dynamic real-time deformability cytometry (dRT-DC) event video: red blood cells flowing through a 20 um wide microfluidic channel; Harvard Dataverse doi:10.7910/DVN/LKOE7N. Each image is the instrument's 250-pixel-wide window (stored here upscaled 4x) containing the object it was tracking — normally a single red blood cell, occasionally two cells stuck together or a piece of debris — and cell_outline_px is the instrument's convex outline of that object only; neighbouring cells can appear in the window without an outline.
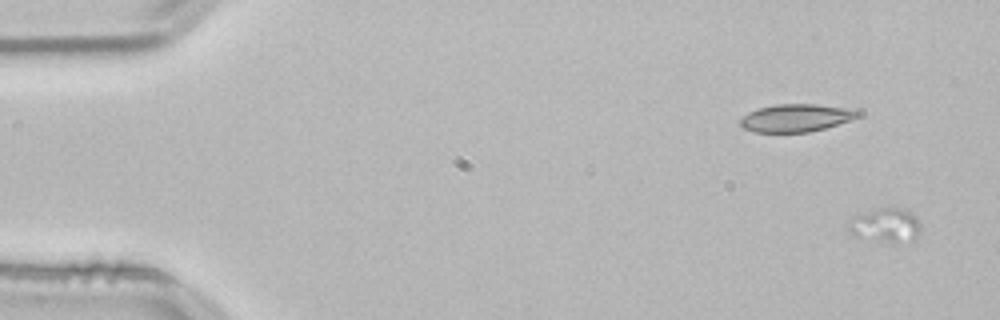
{"species": "common noctule bat (a hibernating species)", "species_latin": "Nyctalus noctula", "temperature_condition": "room temperature", "stored_images_in_passage": 17, "camera_frame_rate_fps": 3000, "um_per_image_px": 0.085, "animal": {"sex": "male", "body_mass_g": 21.5, "forearm_length_mm": 52.0}, "frame": {"image": 1, "passage_image": 1, "time_ms": 0.0, "image_size_px": [1000, 320], "cell_outline_px": [[920, 232], [912, 240], [888, 240], [856, 236], [848, 228], [848, 224], [856, 216], [876, 208], [908, 208], [916, 216], [920, 224]], "centroid_in_image_um": [75.34, 19.08], "position_along_channel_um": 9.7, "area_um2": 13.64}}